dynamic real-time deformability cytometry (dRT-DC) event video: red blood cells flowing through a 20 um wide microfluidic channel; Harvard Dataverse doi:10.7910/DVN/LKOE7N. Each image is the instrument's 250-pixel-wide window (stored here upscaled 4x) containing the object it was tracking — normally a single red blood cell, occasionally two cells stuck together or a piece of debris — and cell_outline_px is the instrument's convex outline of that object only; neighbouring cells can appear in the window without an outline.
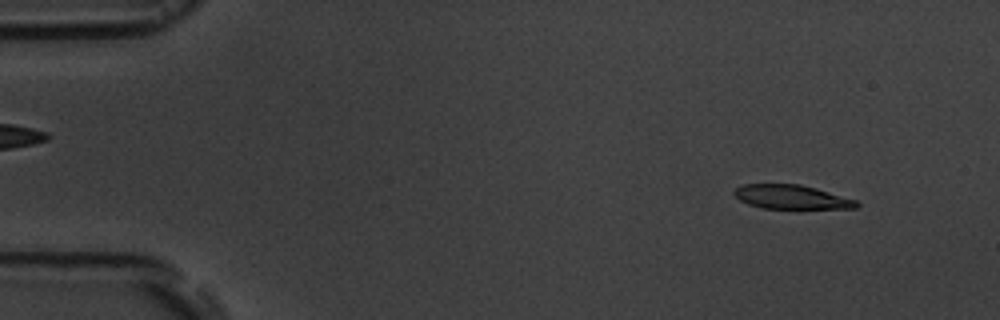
{"species": "common noctule bat (a hibernating species)", "species_latin": "Nyctalus noctula", "temperature_condition": "room temperature", "stored_images_in_passage": 4, "camera_frame_rate_fps": 3000, "um_per_image_px": 0.085, "animal": {"sex": "male", "body_mass_g": 19.5, "forearm_length_mm": 54.6}, "frame": {"image": 1, "passage_image": 1, "time_ms": 0.0, "image_size_px": [1000, 320], "cell_outline_px": [[860, 204], [856, 208], [760, 208], [748, 204], [740, 200], [732, 192], [736, 188], [744, 184], [800, 184], [816, 188], [856, 200]], "centroid_in_image_um": [67.25, 16.74], "position_along_channel_um": 17.7, "area_um2": 16.99}}
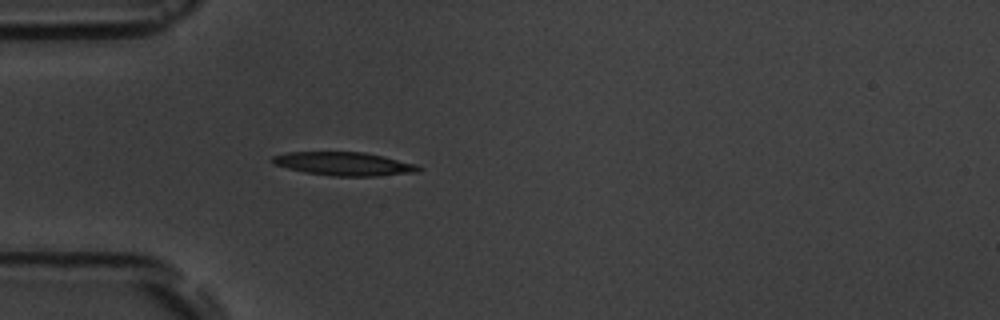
{"frame": {"image": 2, "passage_image": 4, "time_ms": 3.667, "image_size_px": [1000, 320], "cell_outline_px": [[424, 168], [420, 172], [376, 176], [332, 176], [304, 172], [272, 164], [268, 160], [272, 156], [288, 152], [364, 152], [384, 156], [416, 164]], "centroid_in_image_um": [29.24, 13.93], "position_along_channel_um": 55.8, "area_um2": 20.23}}